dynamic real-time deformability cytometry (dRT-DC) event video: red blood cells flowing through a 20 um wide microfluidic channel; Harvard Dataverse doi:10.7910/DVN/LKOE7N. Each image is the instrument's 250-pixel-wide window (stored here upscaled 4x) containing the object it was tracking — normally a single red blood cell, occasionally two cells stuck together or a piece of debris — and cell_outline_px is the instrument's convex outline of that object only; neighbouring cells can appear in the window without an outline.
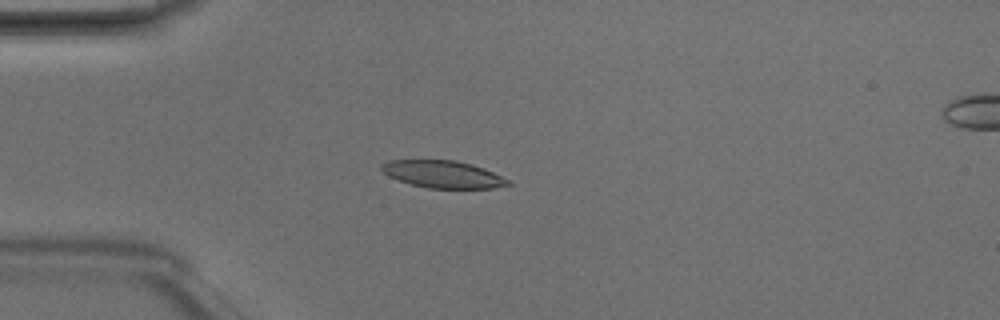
{"species": "Egyptian fruit bat (a non-hibernating species)", "species_latin": "Rousettus aegyptiacus", "temperature_condition": "room temperature", "stored_images_in_passage": 4, "camera_frame_rate_fps": 3000, "um_per_image_px": 0.085, "animal": {"sex": "male"}, "frame": {"image": 1, "passage_image": 3, "time_ms": 0.667, "image_size_px": [1000, 320], "cell_outline_px": [[512, 184], [492, 188], [428, 188], [412, 184], [388, 176], [380, 168], [380, 164], [392, 160], [456, 160], [472, 164], [484, 168], [512, 180]], "centroid_in_image_um": [37.7, 14.81], "position_along_channel_um": 47.3, "area_um2": 20.11}}